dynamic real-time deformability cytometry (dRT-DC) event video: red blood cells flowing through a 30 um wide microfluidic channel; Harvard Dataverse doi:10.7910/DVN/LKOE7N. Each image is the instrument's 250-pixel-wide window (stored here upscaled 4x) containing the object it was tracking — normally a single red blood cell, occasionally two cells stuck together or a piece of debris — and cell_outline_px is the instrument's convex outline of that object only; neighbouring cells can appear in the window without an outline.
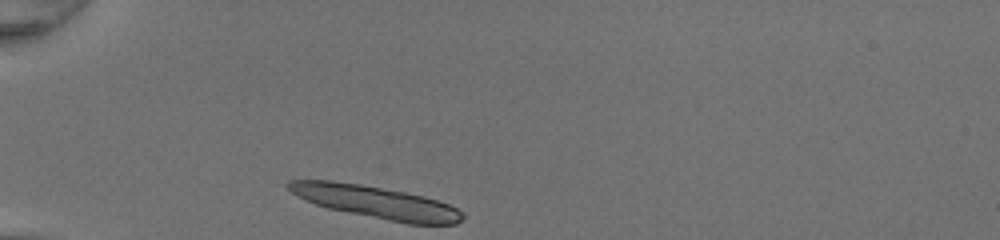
{"species": "common noctule bat (a hibernating species)", "species_latin": "Nyctalus noctula", "temperature_condition": "room temperature", "stored_images_in_passage": 27, "camera_frame_rate_fps": 3000, "um_per_image_px": 0.085, "animal": {"sex": "female", "body_mass_g": 20.0, "forearm_length_mm": 54.0}, "frame": {"image": 1, "passage_image": 1, "time_ms": 0.0, "image_size_px": [1000, 240], "cell_outline_px": [[464, 216], [456, 224], [408, 224], [328, 208], [304, 200], [292, 192], [284, 184], [288, 180], [328, 180], [360, 184], [404, 192], [424, 196], [448, 204], [464, 212]], "centroid_in_image_um": [31.94, 17.18], "position_along_channel_um": 53.1, "area_um2": 32.6}}